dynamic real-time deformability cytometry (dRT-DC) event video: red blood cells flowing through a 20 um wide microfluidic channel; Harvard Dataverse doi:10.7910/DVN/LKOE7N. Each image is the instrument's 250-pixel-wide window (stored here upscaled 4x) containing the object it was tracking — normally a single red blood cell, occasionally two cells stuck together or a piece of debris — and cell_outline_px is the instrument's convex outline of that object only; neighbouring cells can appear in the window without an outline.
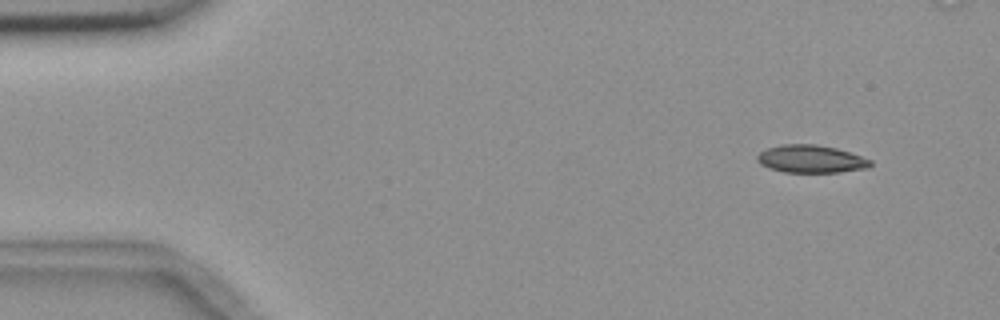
{"species": "common noctule bat (a hibernating species)", "species_latin": "Nyctalus noctula", "temperature_condition": "room temperature", "stored_images_in_passage": 4, "camera_frame_rate_fps": 3000, "um_per_image_px": 0.085, "animal": {"sex": "female", "body_mass_g": 18.4}, "frame": {"image": 1, "passage_image": 1, "time_ms": 0.0, "image_size_px": [1000, 320], "cell_outline_px": [[872, 164], [868, 168], [840, 172], [784, 172], [760, 164], [756, 160], [756, 156], [760, 152], [768, 148], [780, 144], [816, 144], [836, 148], [872, 160]], "centroid_in_image_um": [68.93, 13.51], "position_along_channel_um": 16.1, "area_um2": 18.21}}